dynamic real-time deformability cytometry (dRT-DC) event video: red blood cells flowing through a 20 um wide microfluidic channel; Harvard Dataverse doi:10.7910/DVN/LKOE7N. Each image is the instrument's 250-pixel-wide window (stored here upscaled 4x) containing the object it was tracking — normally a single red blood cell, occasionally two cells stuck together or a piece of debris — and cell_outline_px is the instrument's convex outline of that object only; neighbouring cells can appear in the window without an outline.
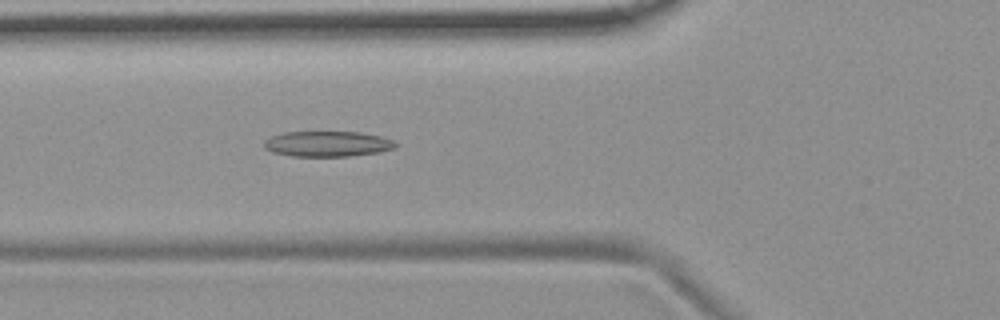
{"species": "common noctule bat (a hibernating species)", "species_latin": "Nyctalus noctula", "temperature_condition": "room temperature", "stored_images_in_passage": 54, "camera_frame_rate_fps": 3000, "um_per_image_px": 0.085, "animal": {"sex": "female", "body_mass_g": 19.9}, "frame": {"image": 1, "passage_image": 20, "time_ms": 6.333, "image_size_px": [1000, 320], "cell_outline_px": [[396, 144], [392, 148], [380, 152], [348, 156], [292, 156], [272, 152], [264, 148], [264, 140], [272, 136], [284, 132], [360, 132], [380, 136], [392, 140]], "centroid_in_image_um": [27.79, 12.23], "position_along_channel_um": 98.0, "area_um2": 19.36}}
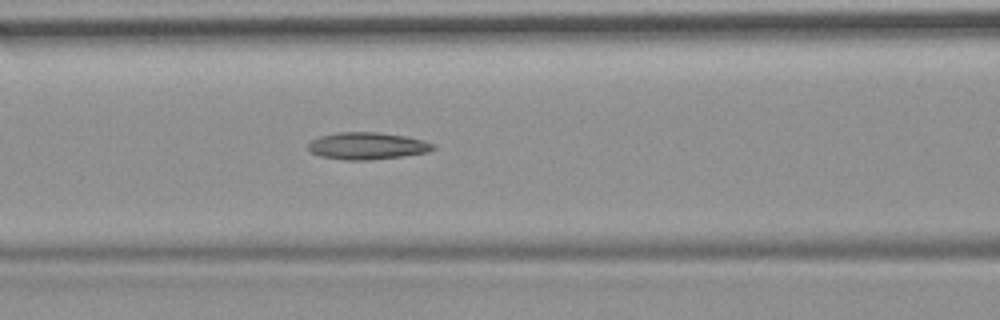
{"frame": {"image": 2, "passage_image": 23, "time_ms": 7.333, "image_size_px": [1000, 320], "cell_outline_px": [[436, 148], [428, 152], [372, 160], [344, 160], [320, 156], [312, 152], [308, 148], [308, 144], [312, 140], [320, 136], [336, 132], [376, 132], [404, 136], [424, 140], [436, 144]], "centroid_in_image_um": [31.23, 12.4], "position_along_channel_um": 135.4, "area_um2": 19.71}}
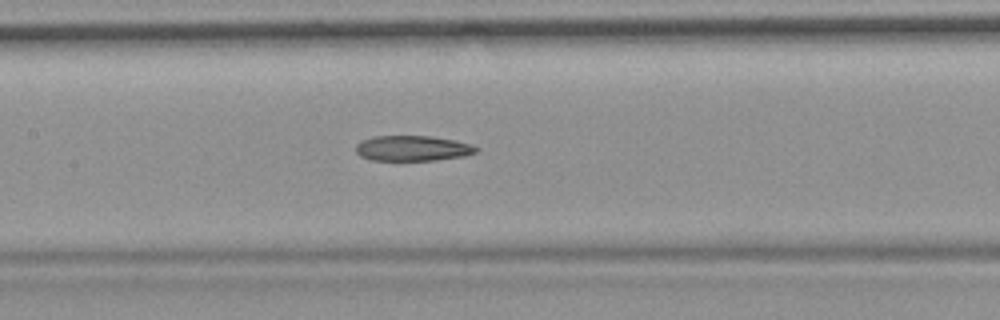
{"frame": {"image": 3, "passage_image": 26, "time_ms": 8.333, "image_size_px": [1000, 320], "cell_outline_px": [[480, 148], [476, 152], [464, 156], [436, 160], [368, 160], [360, 156], [356, 152], [356, 144], [360, 140], [372, 136], [432, 136], [456, 140], [472, 144]], "centroid_in_image_um": [35.06, 12.6], "position_along_channel_um": 172.3, "area_um2": 18.03}, "authors_computed_cell_mechanics": {"area_um2": 19.3052, "velocity_mm_per_s": 3.7022, "shape_relaxation_time_tau1_ms": null, "shape_relaxation_time_tau2_ms": 9.8411, "deformation_change_tau1": null, "deformation_change_tau2": 0.2352}}